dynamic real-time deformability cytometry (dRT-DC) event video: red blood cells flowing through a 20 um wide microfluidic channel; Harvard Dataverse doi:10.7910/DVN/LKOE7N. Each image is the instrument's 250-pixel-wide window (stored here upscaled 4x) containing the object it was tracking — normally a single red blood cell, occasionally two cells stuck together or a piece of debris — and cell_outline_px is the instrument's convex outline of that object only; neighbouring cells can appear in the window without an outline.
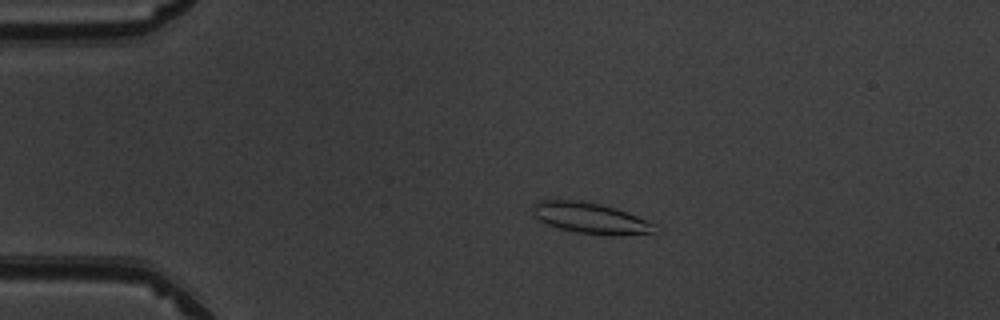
{"species": "common noctule bat (a hibernating species)", "species_latin": "Nyctalus noctula", "temperature_condition": "warm", "stored_images_in_passage": 52, "camera_frame_rate_fps": 3000, "um_per_image_px": 0.085, "animal": {"sex": "male", "body_mass_g": 19.5, "forearm_length_mm": 54.6}, "frame": {"image": 1, "passage_image": 12, "time_ms": 3.667, "image_size_px": [1000, 320], "cell_outline_px": [[656, 224], [652, 232], [616, 236], [576, 232], [560, 228], [548, 224], [540, 220], [532, 212], [532, 204], [540, 200], [552, 196], [600, 204], [616, 208], [628, 212]], "centroid_in_image_um": [50.1, 18.49], "position_along_channel_um": 34.9, "area_um2": 22.25}}
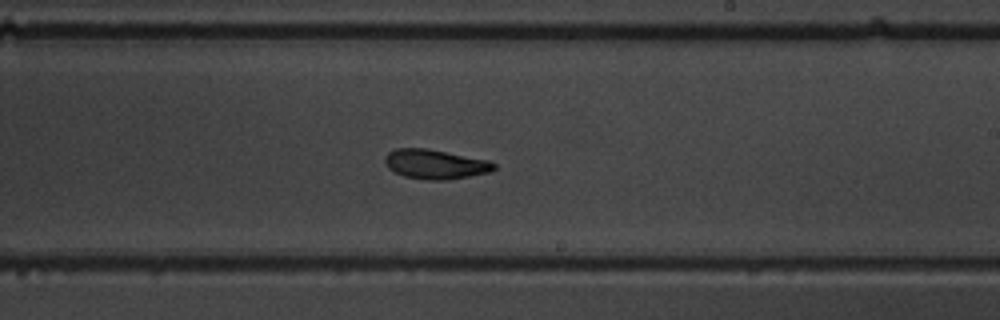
{"frame": {"image": 2, "passage_image": 32, "time_ms": 10.333, "image_size_px": [1000, 320], "cell_outline_px": [[496, 168], [492, 172], [448, 180], [428, 180], [404, 176], [388, 168], [384, 160], [384, 156], [388, 152], [396, 148], [428, 148], [488, 160], [496, 164]], "centroid_in_image_um": [37.01, 13.95], "position_along_channel_um": 252.0, "area_um2": 18.9}}
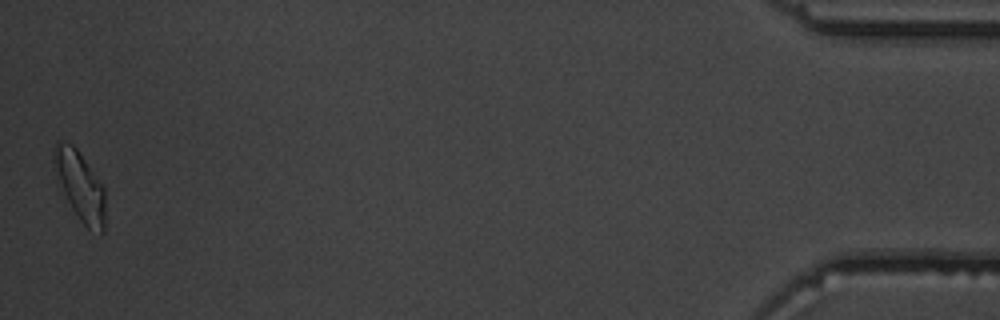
{"frame": {"image": 3, "passage_image": 52, "time_ms": 17.0, "image_size_px": [1000, 320], "cell_outline_px": [[104, 232], [100, 232], [88, 228], [80, 220], [72, 208], [68, 200], [52, 160], [52, 148], [56, 140], [60, 140], [72, 144], [76, 148], [104, 188]], "centroid_in_image_um": [6.79, 15.74], "position_along_channel_um": 428.4, "area_um2": 19.94}, "authors_computed_cell_mechanics": {"area_um2": 19.3052, "velocity_mm_per_s": 3.964, "shape_relaxation_time_tau1_ms": 4.1431, "shape_relaxation_time_tau2_ms": 2.3217, "deformation_change_tau1": 0.1304, "deformation_change_tau2": 0.0904}}